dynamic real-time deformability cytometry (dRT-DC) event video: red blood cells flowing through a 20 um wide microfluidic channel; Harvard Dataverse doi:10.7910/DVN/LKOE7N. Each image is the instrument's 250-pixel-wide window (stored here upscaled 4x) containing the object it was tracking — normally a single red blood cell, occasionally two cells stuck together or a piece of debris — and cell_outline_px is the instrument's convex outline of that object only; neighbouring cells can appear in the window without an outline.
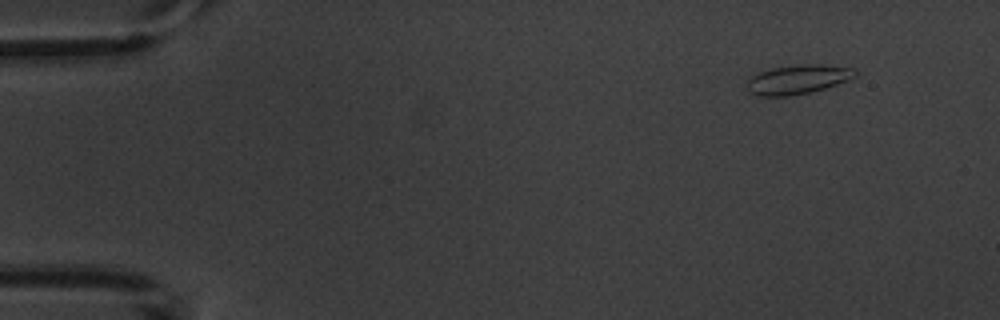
{"species": "common noctule bat (a hibernating species)", "species_latin": "Nyctalus noctula", "temperature_condition": "warm", "stored_images_in_passage": 5, "camera_frame_rate_fps": 3000, "um_per_image_px": 0.085, "animal": {"sex": "male", "body_mass_g": 20.1, "forearm_length_mm": 53.5}, "frame": {"image": 1, "passage_image": 2, "time_ms": 1.0, "image_size_px": [1000, 320], "cell_outline_px": [[856, 76], [848, 80], [824, 88], [808, 92], [788, 96], [756, 96], [748, 88], [748, 80], [756, 72], [772, 68], [800, 64], [820, 64], [856, 68]], "centroid_in_image_um": [67.82, 6.73], "position_along_channel_um": 17.2, "area_um2": 18.32}}
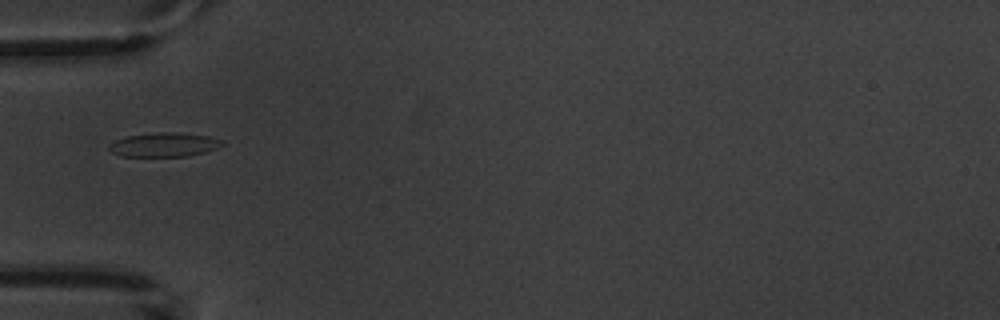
{"frame": {"image": 2, "passage_image": 5, "time_ms": 5.333, "image_size_px": [1000, 320], "cell_outline_px": [[224, 144], [216, 148], [204, 152], [188, 156], [120, 156], [112, 152], [108, 148], [108, 144], [116, 140], [128, 136], [160, 132], [176, 132], [208, 136], [224, 140]], "centroid_in_image_um": [13.95, 12.3], "position_along_channel_um": 71.0, "area_um2": 15.78}}